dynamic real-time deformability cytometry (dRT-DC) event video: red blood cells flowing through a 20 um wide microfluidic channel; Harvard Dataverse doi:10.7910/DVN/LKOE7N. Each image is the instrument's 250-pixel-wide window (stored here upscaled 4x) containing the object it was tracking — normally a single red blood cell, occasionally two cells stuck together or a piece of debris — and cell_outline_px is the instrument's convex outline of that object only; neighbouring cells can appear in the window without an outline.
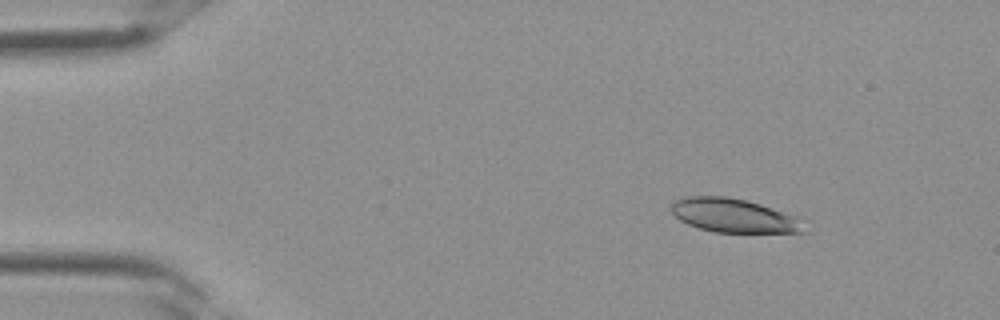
{"species": "Egyptian fruit bat (a non-hibernating species)", "species_latin": "Rousettus aegyptiacus", "temperature_condition": "room temperature", "stored_images_in_passage": 34, "camera_frame_rate_fps": 3000, "um_per_image_px": 0.085, "frame": {"image": 1, "passage_image": 4, "time_ms": 1.0, "image_size_px": [1000, 320], "cell_outline_px": [[808, 232], [716, 232], [700, 228], [688, 224], [680, 220], [672, 212], [672, 204], [676, 200], [688, 196], [728, 196], [748, 200], [796, 216]], "centroid_in_image_um": [62.37, 18.31], "position_along_channel_um": 22.6, "area_um2": 25.89}}
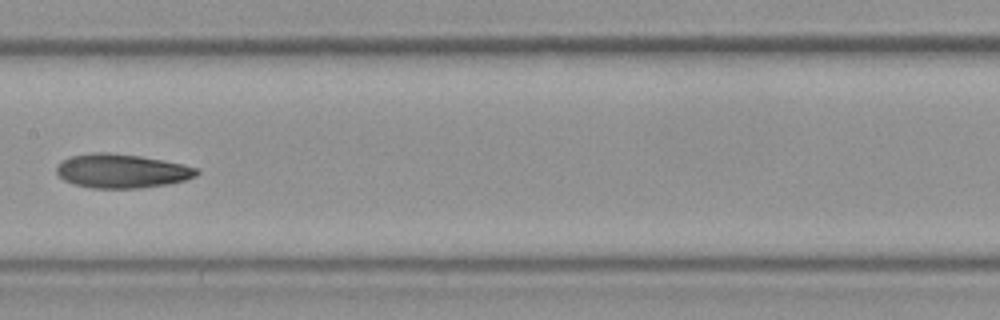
{"frame": {"image": 2, "passage_image": 17, "time_ms": 5.333, "image_size_px": [1000, 320], "cell_outline_px": [[200, 172], [196, 176], [184, 180], [168, 184], [140, 188], [92, 188], [72, 184], [64, 180], [56, 172], [56, 168], [68, 156], [92, 152], [108, 152], [140, 156], [184, 164], [200, 168]], "centroid_in_image_um": [10.36, 14.53], "position_along_channel_um": 197.0, "area_um2": 27.92}}
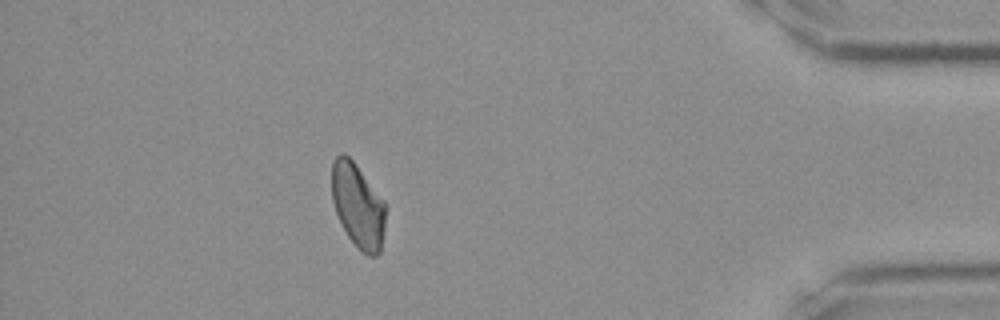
{"frame": {"image": 3, "passage_image": 30, "time_ms": 9.667, "image_size_px": [1000, 320], "cell_outline_px": [[384, 228], [380, 252], [376, 256], [368, 256], [360, 252], [356, 248], [348, 236], [336, 212], [332, 200], [332, 160], [340, 152], [344, 152], [356, 164], [384, 200]], "centroid_in_image_um": [30.41, 17.47], "position_along_channel_um": 404.8, "area_um2": 26.41}}